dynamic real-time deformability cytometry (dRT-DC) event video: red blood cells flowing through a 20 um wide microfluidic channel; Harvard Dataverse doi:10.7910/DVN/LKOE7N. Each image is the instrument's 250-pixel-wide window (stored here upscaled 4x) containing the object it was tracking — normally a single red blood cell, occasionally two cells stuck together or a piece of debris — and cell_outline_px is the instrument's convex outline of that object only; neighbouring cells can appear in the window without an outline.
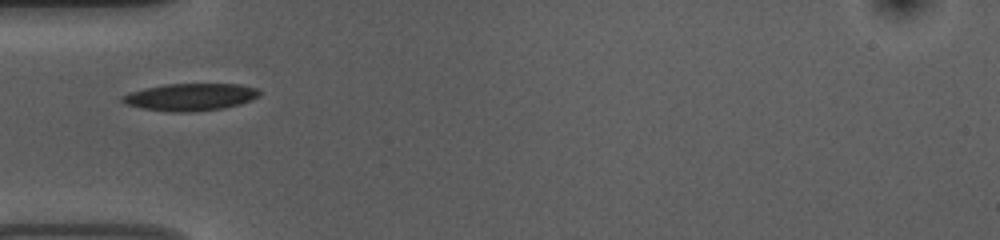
{"species": "common noctule bat (a hibernating species)", "species_latin": "Nyctalus noctula", "temperature_condition": "room temperature", "stored_images_in_passage": 38, "camera_frame_rate_fps": 3000, "um_per_image_px": 0.085, "animal": {"sex": "female", "body_mass_g": 10.0, "forearm_length_mm": 53.1}, "frame": {"image": 1, "passage_image": 1, "time_ms": 0.0, "image_size_px": [1000, 240], "cell_outline_px": [[260, 96], [252, 100], [240, 104], [224, 108], [192, 112], [172, 112], [140, 108], [124, 104], [120, 100], [120, 96], [144, 88], [168, 84], [240, 84], [256, 88], [260, 92]], "centroid_in_image_um": [16.17, 8.25], "position_along_channel_um": 68.8, "area_um2": 21.91}}
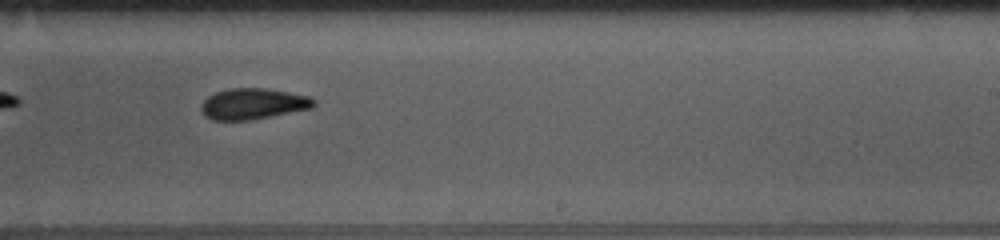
{"frame": {"image": 2, "passage_image": 17, "time_ms": 5.333, "image_size_px": [1000, 240], "cell_outline_px": [[316, 104], [312, 108], [248, 120], [212, 120], [204, 116], [200, 108], [200, 104], [208, 96], [216, 92], [228, 88], [268, 88], [308, 96], [316, 100]], "centroid_in_image_um": [21.48, 8.82], "position_along_channel_um": 267.5, "area_um2": 20.35}}
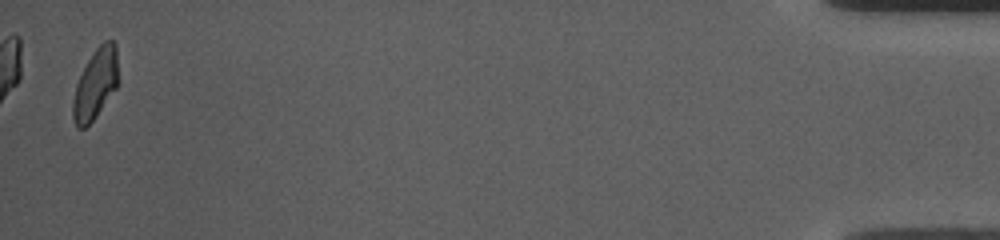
{"frame": {"image": 3, "passage_image": 37, "time_ms": 12.0, "image_size_px": [1000, 240], "cell_outline_px": [[120, 80], [116, 88], [96, 116], [84, 128], [76, 128], [72, 116], [72, 104], [76, 84], [92, 52], [104, 40], [112, 40], [116, 44]], "centroid_in_image_um": [8.14, 7.11], "position_along_channel_um": 427.1, "area_um2": 18.79}, "authors_computed_cell_mechanics": {"area_um2": 20.1722, "velocity_mm_per_s": 3.7248, "shape_relaxation_time_tau1_ms": 3.2896, "shape_relaxation_time_tau2_ms": 4.0779, "deformation_change_tau1": 0.138, "deformation_change_tau2": 0.1135}}